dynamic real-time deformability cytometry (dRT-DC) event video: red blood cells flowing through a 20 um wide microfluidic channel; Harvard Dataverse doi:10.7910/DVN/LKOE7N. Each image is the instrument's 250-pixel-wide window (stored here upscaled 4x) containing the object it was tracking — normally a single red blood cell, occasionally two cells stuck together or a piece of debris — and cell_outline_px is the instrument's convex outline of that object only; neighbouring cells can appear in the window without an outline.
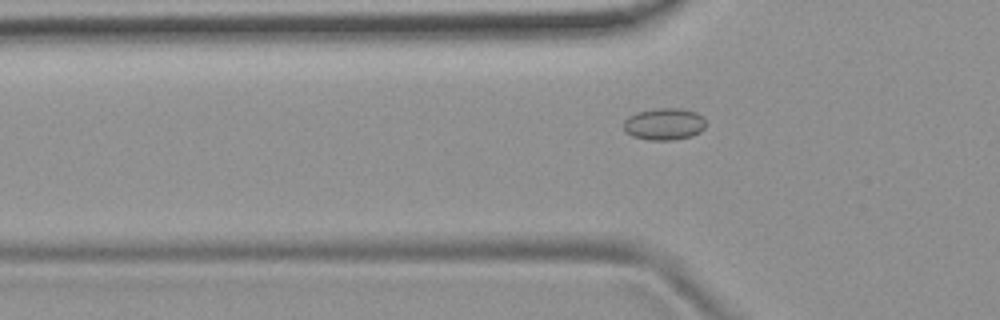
{"species": "common noctule bat (a hibernating species)", "species_latin": "Nyctalus noctula", "temperature_condition": "room temperature", "stored_images_in_passage": 42, "camera_frame_rate_fps": 3000, "um_per_image_px": 0.085, "animal": {"sex": "female", "body_mass_g": 19.9}, "frame": {"image": 1, "passage_image": 18, "time_ms": 5.667, "image_size_px": [1000, 320], "cell_outline_px": [[704, 128], [700, 132], [692, 136], [672, 140], [648, 140], [632, 136], [624, 128], [624, 120], [628, 116], [636, 112], [656, 108], [680, 108], [696, 112], [704, 120]], "centroid_in_image_um": [56.44, 10.54], "position_along_channel_um": 69.4, "area_um2": 15.26}}
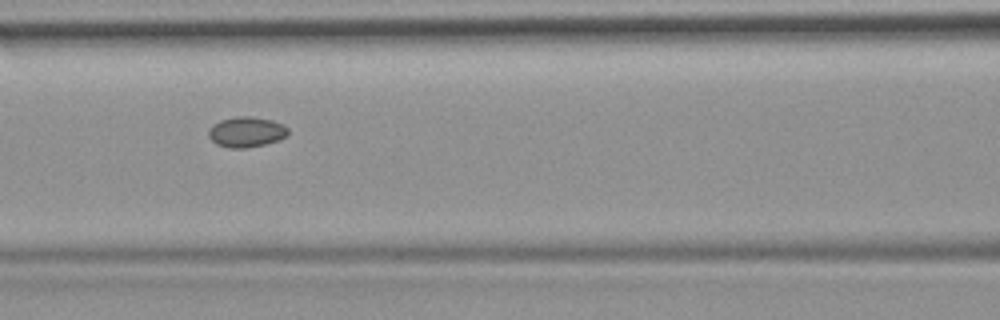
{"frame": {"image": 2, "passage_image": 24, "time_ms": 7.667, "image_size_px": [1000, 320], "cell_outline_px": [[288, 136], [280, 140], [264, 144], [244, 148], [228, 148], [216, 144], [208, 136], [208, 128], [212, 124], [220, 120], [236, 116], [252, 116], [272, 120], [284, 124], [288, 128]], "centroid_in_image_um": [20.94, 11.21], "position_along_channel_um": 145.7, "area_um2": 14.33}}
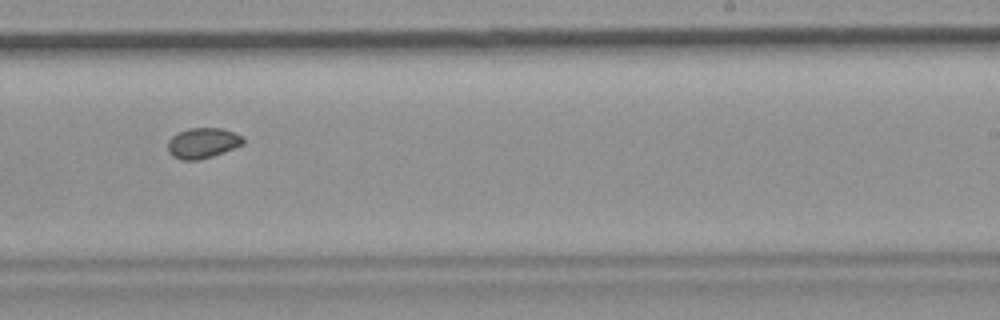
{"frame": {"image": 3, "passage_image": 34, "time_ms": 11.0, "image_size_px": [1000, 320], "cell_outline_px": [[244, 144], [224, 152], [200, 160], [180, 160], [172, 156], [168, 152], [168, 140], [176, 132], [188, 128], [220, 128], [244, 136]], "centroid_in_image_um": [17.21, 12.16], "position_along_channel_um": 271.8, "area_um2": 13.53}}